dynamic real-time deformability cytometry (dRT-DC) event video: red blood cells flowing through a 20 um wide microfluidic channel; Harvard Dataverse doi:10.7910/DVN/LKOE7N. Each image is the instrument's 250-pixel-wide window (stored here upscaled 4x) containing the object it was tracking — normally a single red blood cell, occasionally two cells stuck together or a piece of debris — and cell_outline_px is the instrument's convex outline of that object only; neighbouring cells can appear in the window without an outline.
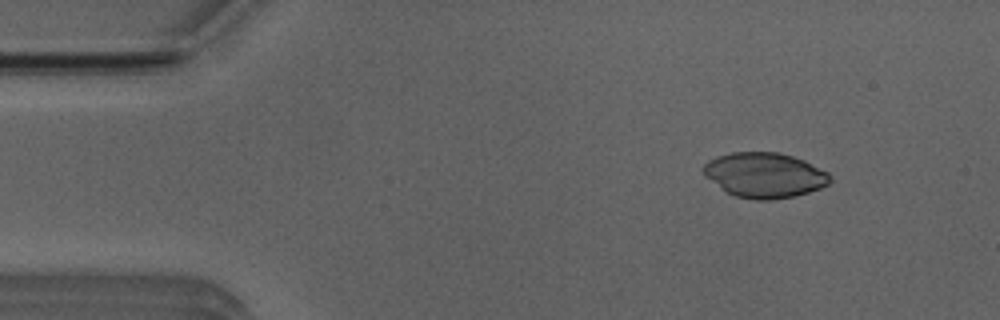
{"species": "Egyptian fruit bat (a non-hibernating species)", "species_latin": "Rousettus aegyptiacus", "temperature_condition": "room temperature", "stored_images_in_passage": 50, "camera_frame_rate_fps": 3000, "um_per_image_px": 0.085, "animal": {"sex": "male"}, "frame": {"image": 1, "passage_image": 6, "time_ms": 1.667, "image_size_px": [1000, 320], "cell_outline_px": [[832, 180], [828, 184], [820, 188], [808, 192], [792, 196], [768, 200], [756, 200], [736, 196], [728, 192], [704, 176], [700, 168], [708, 160], [716, 156], [732, 152], [776, 152], [792, 156], [804, 160], [828, 172], [832, 176]], "centroid_in_image_um": [64.97, 14.87], "position_along_channel_um": 20.0, "area_um2": 33.23}}
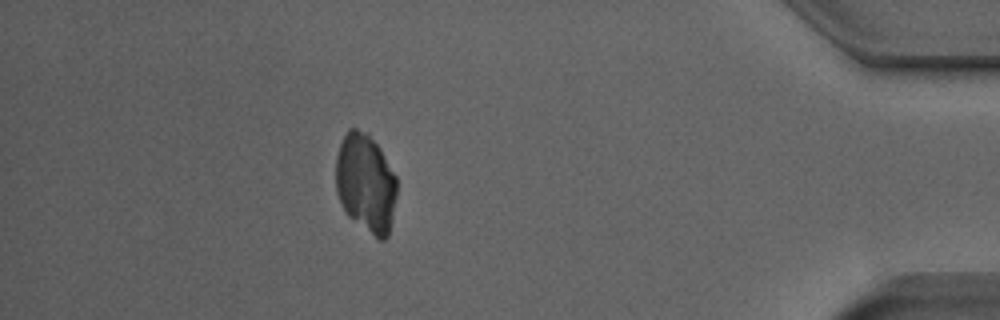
{"frame": {"image": 2, "passage_image": 45, "time_ms": 14.667, "image_size_px": [1000, 320], "cell_outline_px": [[396, 196], [388, 236], [384, 240], [380, 240], [348, 216], [336, 192], [336, 156], [340, 144], [348, 128], [356, 128], [368, 132], [380, 148], [396, 176]], "centroid_in_image_um": [31.08, 15.52], "position_along_channel_um": 404.1, "area_um2": 34.97}}